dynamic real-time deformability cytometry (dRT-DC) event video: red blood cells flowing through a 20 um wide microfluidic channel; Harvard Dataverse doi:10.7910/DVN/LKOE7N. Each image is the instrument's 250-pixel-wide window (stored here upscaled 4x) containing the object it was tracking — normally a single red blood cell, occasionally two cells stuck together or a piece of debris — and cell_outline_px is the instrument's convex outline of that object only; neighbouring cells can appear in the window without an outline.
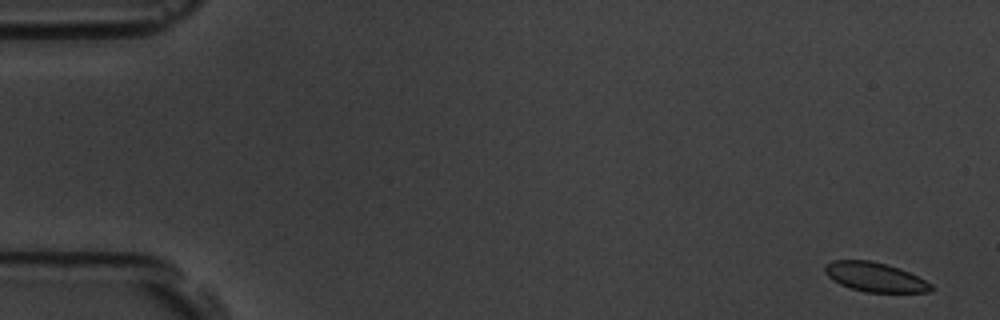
{"species": "common noctule bat (a hibernating species)", "species_latin": "Nyctalus noctula", "temperature_condition": "room temperature", "stored_images_in_passage": 5, "camera_frame_rate_fps": 3000, "um_per_image_px": 0.085, "animal": {"sex": "male", "body_mass_g": 19.5, "forearm_length_mm": 54.6}, "frame": {"image": 1, "passage_image": 1, "time_ms": 0.0, "image_size_px": [1000, 320], "cell_outline_px": [[932, 288], [928, 292], [864, 292], [840, 284], [832, 280], [824, 272], [824, 264], [832, 260], [872, 260], [900, 268], [932, 284]], "centroid_in_image_um": [74.32, 23.53], "position_along_channel_um": 10.7, "area_um2": 18.09}}
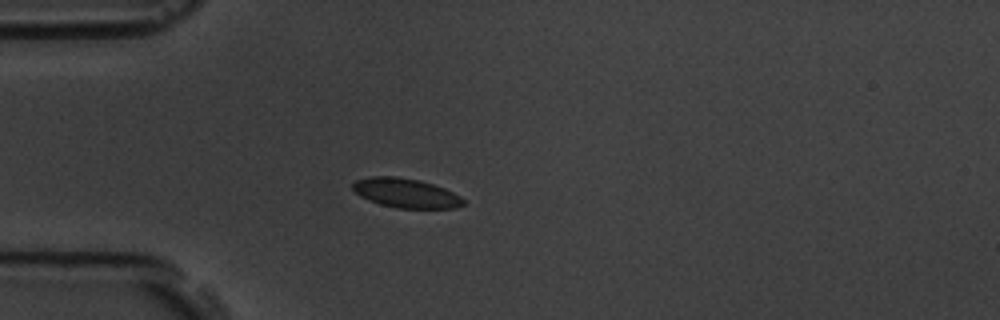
{"frame": {"image": 2, "passage_image": 5, "time_ms": 4.667, "image_size_px": [1000, 320], "cell_outline_px": [[464, 204], [456, 208], [396, 208], [380, 204], [368, 200], [360, 196], [352, 188], [352, 184], [356, 180], [372, 176], [396, 176], [420, 180], [444, 188], [460, 196], [464, 200]], "centroid_in_image_um": [34.49, 16.41], "position_along_channel_um": 50.5, "area_um2": 18.9}}